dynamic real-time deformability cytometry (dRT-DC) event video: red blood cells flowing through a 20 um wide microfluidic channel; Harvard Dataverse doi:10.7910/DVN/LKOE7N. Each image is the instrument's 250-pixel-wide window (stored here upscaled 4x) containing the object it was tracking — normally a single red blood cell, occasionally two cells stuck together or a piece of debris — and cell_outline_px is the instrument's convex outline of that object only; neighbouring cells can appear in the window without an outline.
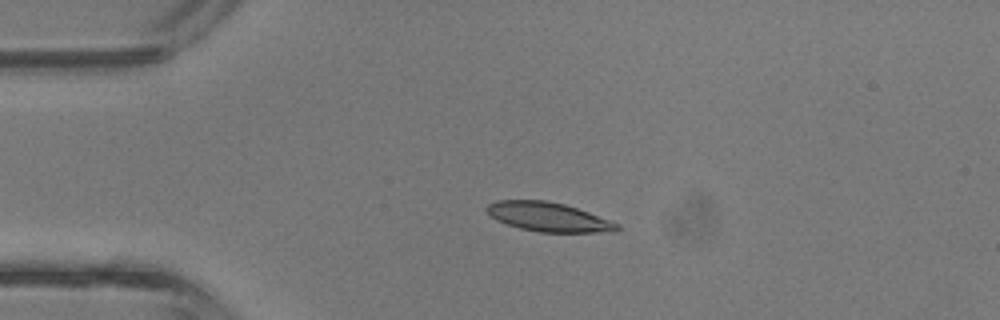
{"species": "common noctule bat (a hibernating species)", "species_latin": "Nyctalus noctula", "temperature_condition": "room temperature", "stored_images_in_passage": 42, "camera_frame_rate_fps": 3000, "um_per_image_px": 0.085, "animal": {"sex": "male", "body_mass_g": 13.3}, "frame": {"image": 1, "passage_image": 9, "time_ms": 2.667, "image_size_px": [1000, 320], "cell_outline_px": [[620, 228], [616, 232], [540, 232], [520, 228], [496, 220], [484, 208], [488, 204], [496, 200], [544, 200], [564, 204], [588, 212], [620, 224]], "centroid_in_image_um": [46.62, 18.44], "position_along_channel_um": 38.4, "area_um2": 22.02}}
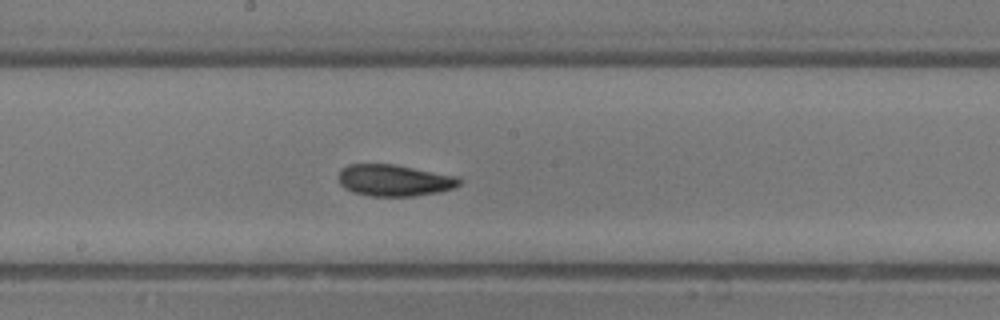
{"frame": {"image": 2, "passage_image": 22, "time_ms": 7.0, "image_size_px": [1000, 320], "cell_outline_px": [[460, 184], [452, 188], [436, 192], [412, 196], [372, 196], [352, 192], [344, 188], [340, 184], [336, 176], [340, 168], [348, 164], [396, 164], [456, 176], [460, 180]], "centroid_in_image_um": [33.42, 15.31], "position_along_channel_um": 214.8, "area_um2": 22.31}}
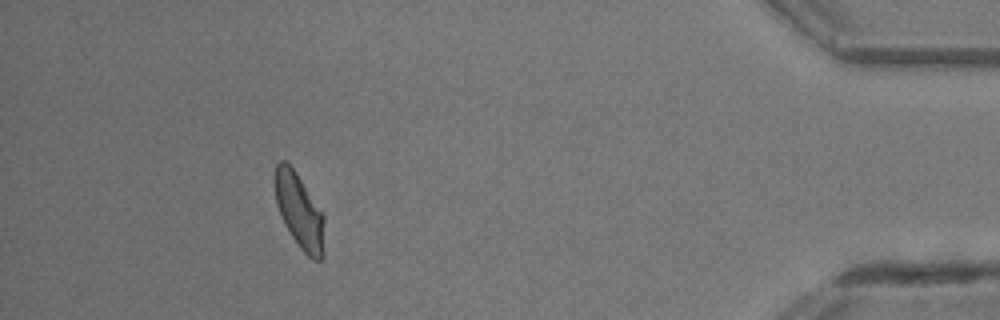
{"frame": {"image": 3, "passage_image": 38, "time_ms": 12.333, "image_size_px": [1000, 320], "cell_outline_px": [[324, 252], [320, 260], [312, 260], [300, 248], [284, 224], [280, 216], [276, 204], [276, 164], [280, 160], [284, 160], [296, 172], [324, 216]], "centroid_in_image_um": [25.46, 17.99], "position_along_channel_um": 409.7, "area_um2": 21.21}, "authors_computed_cell_mechanics": {"area_um2": 22.0507, "velocity_mm_per_s": 4.7937, "shape_relaxation_time_tau1_ms": 2.9142, "shape_relaxation_time_tau2_ms": 2.0552, "deformation_change_tau1": 0.1115, "deformation_change_tau2": 0.0711}}